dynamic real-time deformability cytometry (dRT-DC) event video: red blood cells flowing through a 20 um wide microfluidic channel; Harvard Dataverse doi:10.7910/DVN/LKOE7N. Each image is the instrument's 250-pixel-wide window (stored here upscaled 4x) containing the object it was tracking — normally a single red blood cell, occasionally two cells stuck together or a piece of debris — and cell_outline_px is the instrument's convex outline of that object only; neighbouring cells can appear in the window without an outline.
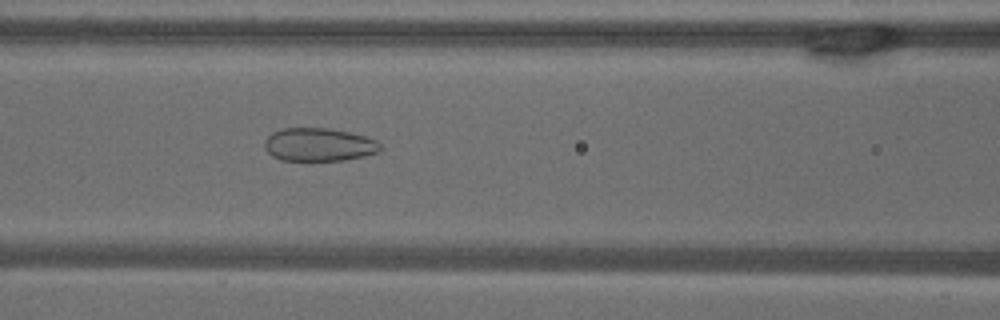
{"species": "common noctule bat (a hibernating species)", "species_latin": "Nyctalus noctula", "temperature_condition": "warm", "stored_images_in_passage": 53, "camera_frame_rate_fps": 3000, "um_per_image_px": 0.085, "animal": {"sex": "male", "body_mass_g": 18.8}, "frame": {"image": 1, "passage_image": 23, "time_ms": 7.333, "image_size_px": [1000, 320], "cell_outline_px": [[380, 152], [364, 156], [344, 160], [312, 164], [280, 160], [272, 156], [264, 148], [264, 140], [272, 132], [284, 128], [328, 128], [348, 132], [364, 136], [376, 140], [380, 144]], "centroid_in_image_um": [27.06, 12.35], "position_along_channel_um": 139.5, "area_um2": 23.29}}
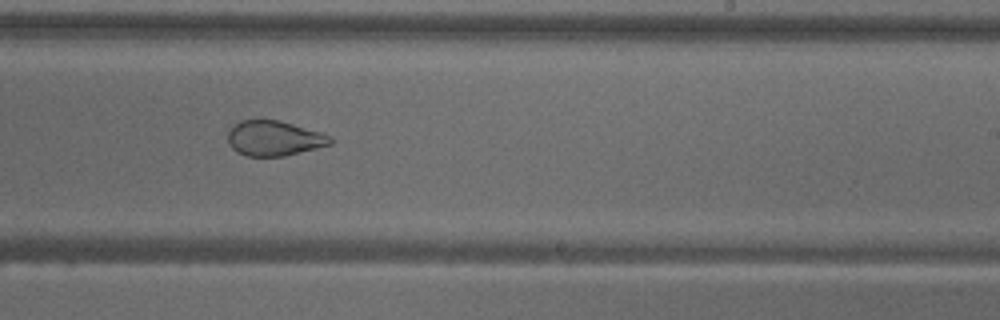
{"frame": {"image": 2, "passage_image": 33, "time_ms": 10.667, "image_size_px": [1000, 320], "cell_outline_px": [[332, 144], [284, 156], [244, 156], [236, 152], [228, 144], [228, 128], [240, 120], [280, 120], [320, 132], [332, 136]], "centroid_in_image_um": [23.26, 11.75], "position_along_channel_um": 265.7, "area_um2": 21.1}}
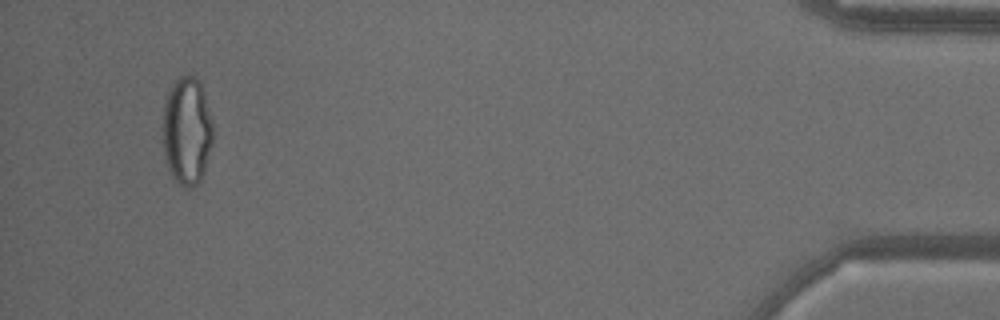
{"frame": {"image": 3, "passage_image": 51, "time_ms": 16.667, "image_size_px": [1000, 320], "cell_outline_px": [[212, 144], [204, 172], [200, 180], [192, 188], [184, 188], [172, 176], [168, 168], [164, 152], [164, 100], [172, 84], [180, 76], [196, 76], [204, 92], [212, 120]], "centroid_in_image_um": [15.9, 11.13], "position_along_channel_um": 419.3, "area_um2": 31.39}, "authors_computed_cell_mechanics": {"area_um2": 28.1486, "velocity_mm_per_s": 3.796, "shape_relaxation_time_tau1_ms": null, "shape_relaxation_time_tau2_ms": 1.2893, "deformation_change_tau1": null, "deformation_change_tau2": 0.0755}}